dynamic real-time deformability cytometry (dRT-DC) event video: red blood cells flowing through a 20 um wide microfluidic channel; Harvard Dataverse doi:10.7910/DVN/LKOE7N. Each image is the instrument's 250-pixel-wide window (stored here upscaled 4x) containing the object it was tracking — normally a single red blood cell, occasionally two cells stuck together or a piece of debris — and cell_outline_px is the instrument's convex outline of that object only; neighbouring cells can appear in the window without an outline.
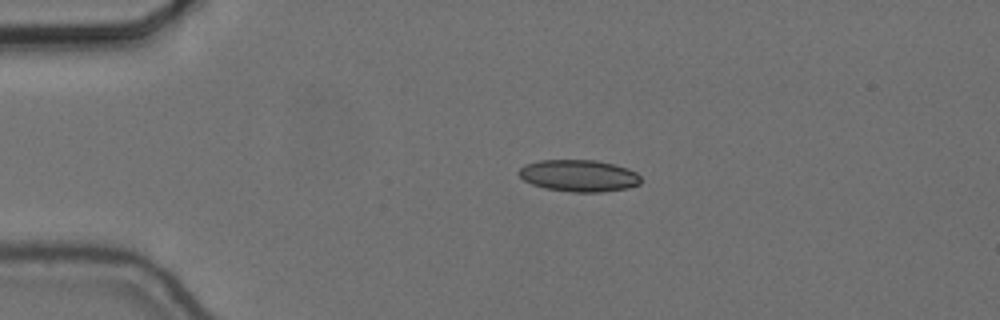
{"species": "common noctule bat (a hibernating species)", "species_latin": "Nyctalus noctula", "temperature_condition": "cold", "stored_images_in_passage": 45, "camera_frame_rate_fps": 3000, "um_per_image_px": 0.085, "animal": {"sex": "female", "body_mass_g": 24.6, "forearm_length_mm": 56.2}, "frame": {"image": 1, "passage_image": 1, "time_ms": 0.0, "image_size_px": [1000, 320], "cell_outline_px": [[644, 180], [640, 184], [628, 188], [600, 192], [572, 192], [544, 188], [532, 184], [524, 180], [516, 172], [524, 164], [540, 160], [596, 160], [616, 164], [628, 168], [636, 172]], "centroid_in_image_um": [49.23, 14.93], "position_along_channel_um": 35.8, "area_um2": 22.95}}
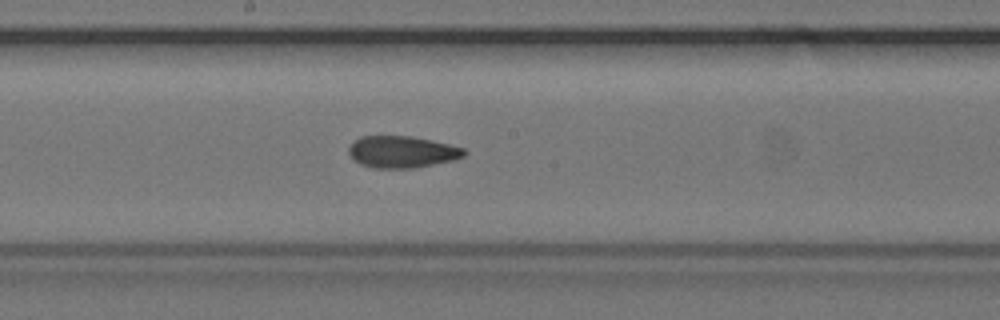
{"frame": {"image": 2, "passage_image": 19, "time_ms": 6.0, "image_size_px": [1000, 320], "cell_outline_px": [[468, 152], [464, 156], [452, 160], [416, 168], [372, 168], [360, 164], [348, 152], [348, 148], [360, 136], [412, 136], [448, 144], [464, 148]], "centroid_in_image_um": [34.18, 12.91], "position_along_channel_um": 214.0, "area_um2": 21.27}}
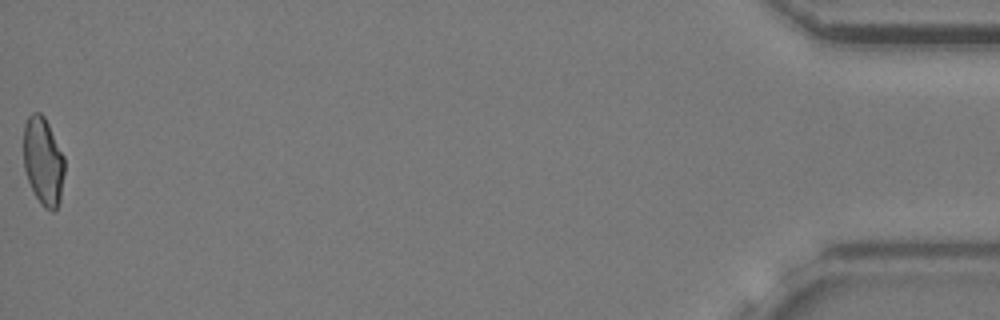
{"frame": {"image": 3, "passage_image": 45, "time_ms": 14.667, "image_size_px": [1000, 320], "cell_outline_px": [[64, 172], [60, 200], [56, 208], [52, 212], [44, 208], [40, 204], [28, 180], [24, 168], [24, 124], [28, 116], [32, 112], [40, 112], [44, 116], [64, 156]], "centroid_in_image_um": [3.67, 13.7], "position_along_channel_um": 431.5, "area_um2": 20.92}, "authors_computed_cell_mechanics": {"area_um2": 21.7906, "velocity_mm_per_s": 3.6583, "shape_relaxation_time_tau1_ms": null, "shape_relaxation_time_tau2_ms": 3.0994, "deformation_change_tau1": null, "deformation_change_tau2": 0.0986}}